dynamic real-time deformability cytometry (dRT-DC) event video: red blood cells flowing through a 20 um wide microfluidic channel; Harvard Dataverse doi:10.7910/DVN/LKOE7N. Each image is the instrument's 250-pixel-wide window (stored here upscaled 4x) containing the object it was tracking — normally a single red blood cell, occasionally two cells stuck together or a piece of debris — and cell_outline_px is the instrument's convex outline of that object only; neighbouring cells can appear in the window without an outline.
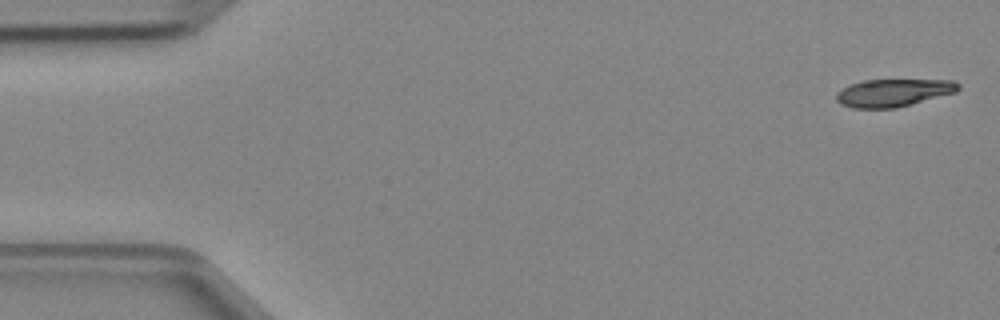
{"species": "Egyptian fruit bat (a non-hibernating species)", "species_latin": "Rousettus aegyptiacus", "temperature_condition": "cold", "stored_images_in_passage": 47, "camera_frame_rate_fps": 3000, "um_per_image_px": 0.085, "animal": {"sex": "female"}, "frame": {"image": 1, "passage_image": 1, "time_ms": 0.0, "image_size_px": [1000, 320], "cell_outline_px": [[960, 88], [956, 92], [896, 108], [852, 108], [840, 104], [836, 100], [836, 92], [852, 84], [864, 80], [952, 80], [960, 84]], "centroid_in_image_um": [75.93, 7.89], "position_along_channel_um": 9.1, "area_um2": 19.54}}
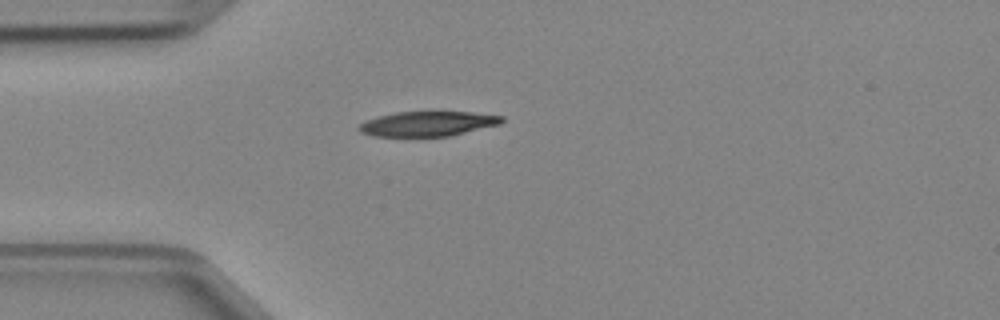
{"frame": {"image": 2, "passage_image": 12, "time_ms": 3.667, "image_size_px": [1000, 320], "cell_outline_px": [[504, 120], [500, 124], [448, 136], [372, 136], [360, 132], [356, 128], [360, 124], [368, 120], [380, 116], [396, 112], [472, 112], [504, 116]], "centroid_in_image_um": [36.36, 10.52], "position_along_channel_um": 48.6, "area_um2": 20.46}}
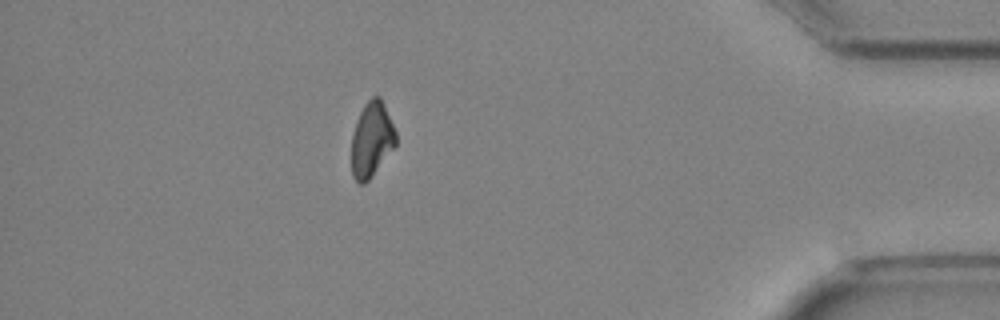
{"frame": {"image": 3, "passage_image": 41, "time_ms": 13.333, "image_size_px": [1000, 320], "cell_outline_px": [[396, 144], [368, 180], [364, 184], [360, 184], [352, 176], [352, 136], [360, 112], [364, 104], [372, 96], [380, 96], [384, 104], [396, 132]], "centroid_in_image_um": [31.59, 11.84], "position_along_channel_um": 403.6, "area_um2": 19.02}}